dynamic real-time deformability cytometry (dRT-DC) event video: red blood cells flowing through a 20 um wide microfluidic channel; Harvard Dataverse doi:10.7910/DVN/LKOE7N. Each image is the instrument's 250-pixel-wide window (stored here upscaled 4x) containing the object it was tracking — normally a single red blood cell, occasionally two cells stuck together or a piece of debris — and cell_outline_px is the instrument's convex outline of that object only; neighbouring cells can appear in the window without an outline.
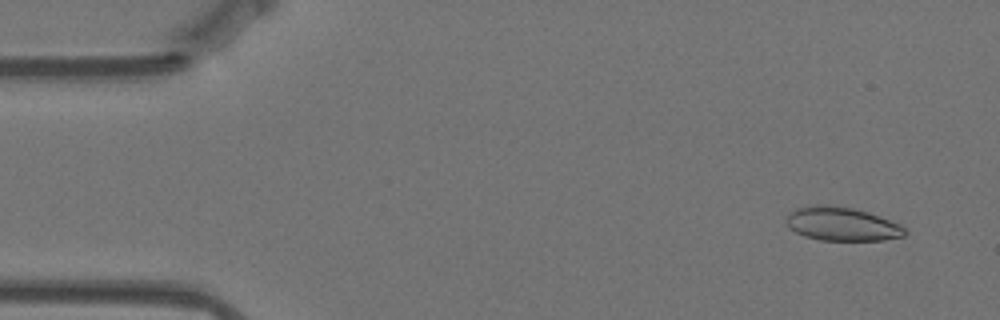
{"species": "Egyptian fruit bat (a non-hibernating species)", "species_latin": "Rousettus aegyptiacus", "temperature_condition": "warm", "stored_images_in_passage": 5, "camera_frame_rate_fps": 3000, "um_per_image_px": 0.085, "animal": {"sex": "female"}, "frame": {"image": 1, "passage_image": 2, "time_ms": 0.333, "image_size_px": [1000, 320], "cell_outline_px": [[908, 232], [904, 236], [884, 240], [820, 240], [804, 236], [788, 228], [784, 220], [788, 212], [796, 208], [808, 204], [828, 204], [852, 208], [868, 212], [900, 224], [908, 228]], "centroid_in_image_um": [71.52, 19.02], "position_along_channel_um": 13.5, "area_um2": 23.76}}